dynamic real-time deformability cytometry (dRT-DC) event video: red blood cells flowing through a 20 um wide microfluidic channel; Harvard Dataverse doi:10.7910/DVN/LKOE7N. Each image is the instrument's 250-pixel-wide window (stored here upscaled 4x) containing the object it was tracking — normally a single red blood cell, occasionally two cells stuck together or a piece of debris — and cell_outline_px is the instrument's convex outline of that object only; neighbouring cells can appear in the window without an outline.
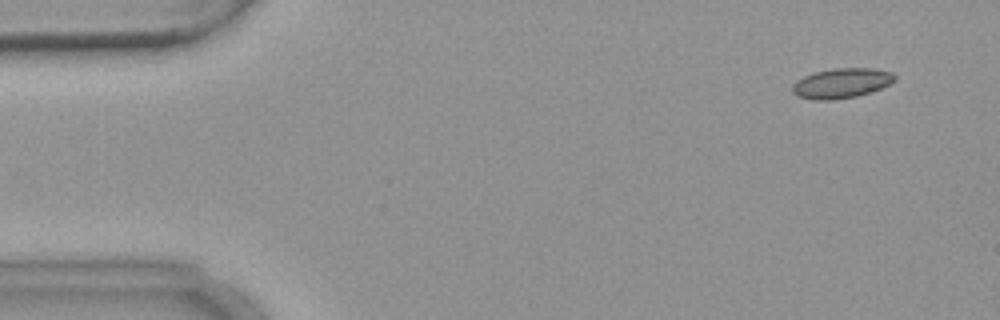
{"species": "common noctule bat (a hibernating species)", "species_latin": "Nyctalus noctula", "temperature_condition": "warm", "stored_images_in_passage": 5, "camera_frame_rate_fps": 3000, "um_per_image_px": 0.085, "animal": {"sex": "female", "body_mass_g": 18.4}, "frame": {"image": 1, "passage_image": 1, "time_ms": 0.0, "image_size_px": [1000, 320], "cell_outline_px": [[896, 80], [880, 88], [856, 96], [832, 100], [812, 100], [796, 96], [792, 92], [792, 84], [796, 80], [812, 72], [832, 68], [872, 68], [892, 72], [896, 76]], "centroid_in_image_um": [71.47, 7.06], "position_along_channel_um": 13.5, "area_um2": 17.98}}